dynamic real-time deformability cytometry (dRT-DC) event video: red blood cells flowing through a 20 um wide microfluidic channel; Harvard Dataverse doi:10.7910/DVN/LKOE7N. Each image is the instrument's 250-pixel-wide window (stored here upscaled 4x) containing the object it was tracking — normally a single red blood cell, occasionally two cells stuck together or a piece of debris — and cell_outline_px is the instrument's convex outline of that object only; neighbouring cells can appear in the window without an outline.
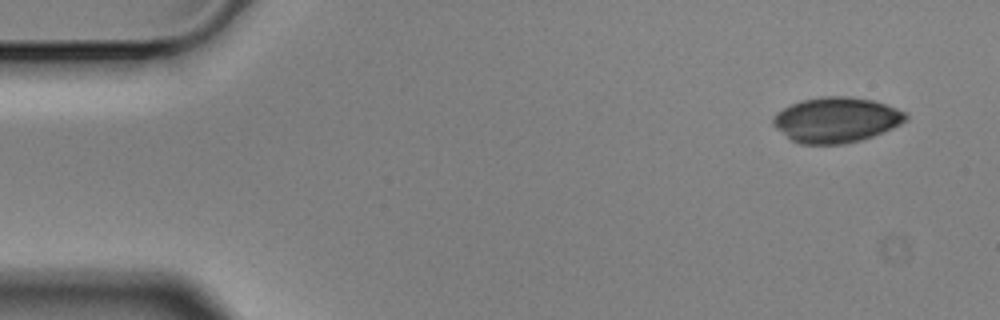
{"species": "Egyptian fruit bat (a non-hibernating species)", "species_latin": "Rousettus aegyptiacus", "temperature_condition": "cold", "stored_images_in_passage": 5, "camera_frame_rate_fps": 3000, "um_per_image_px": 0.085, "animal": {"sex": "male"}, "frame": {"image": 1, "passage_image": 1, "time_ms": 0.0, "image_size_px": [1000, 320], "cell_outline_px": [[908, 120], [892, 128], [872, 136], [860, 140], [844, 144], [800, 144], [792, 140], [776, 128], [772, 124], [772, 120], [776, 112], [792, 104], [804, 100], [820, 96], [848, 96], [872, 100], [908, 112]], "centroid_in_image_um": [71.09, 10.18], "position_along_channel_um": 13.9, "area_um2": 34.91}}